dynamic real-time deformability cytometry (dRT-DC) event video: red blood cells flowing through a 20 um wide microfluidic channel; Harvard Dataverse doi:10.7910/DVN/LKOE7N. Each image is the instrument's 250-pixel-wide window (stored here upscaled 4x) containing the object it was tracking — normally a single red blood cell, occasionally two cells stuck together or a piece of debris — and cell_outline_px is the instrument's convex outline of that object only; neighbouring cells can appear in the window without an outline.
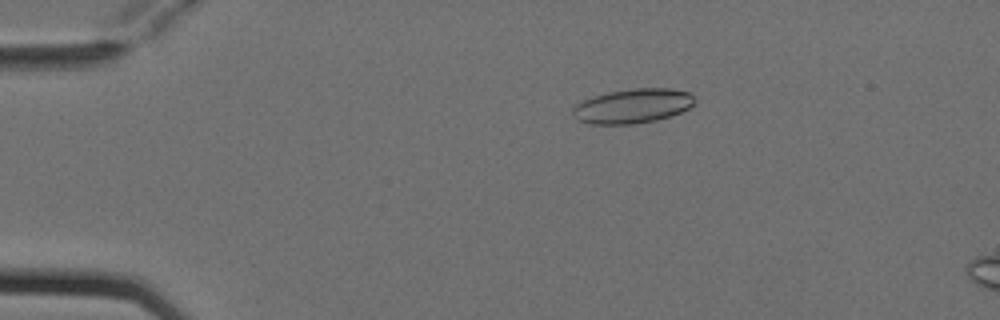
{"species": "Egyptian fruit bat (a non-hibernating species)", "species_latin": "Rousettus aegyptiacus", "temperature_condition": "cold", "stored_images_in_passage": 6, "camera_frame_rate_fps": 3000, "um_per_image_px": 0.085, "animal": {"sex": "female"}, "frame": {"image": 1, "passage_image": 4, "time_ms": 1.0, "image_size_px": [1000, 320], "cell_outline_px": [[692, 104], [688, 108], [680, 112], [656, 120], [632, 124], [588, 124], [580, 120], [572, 112], [572, 108], [576, 104], [584, 100], [608, 92], [632, 88], [668, 88], [688, 92], [692, 96]], "centroid_in_image_um": [53.75, 9.01], "position_along_channel_um": 31.3, "area_um2": 24.04}}